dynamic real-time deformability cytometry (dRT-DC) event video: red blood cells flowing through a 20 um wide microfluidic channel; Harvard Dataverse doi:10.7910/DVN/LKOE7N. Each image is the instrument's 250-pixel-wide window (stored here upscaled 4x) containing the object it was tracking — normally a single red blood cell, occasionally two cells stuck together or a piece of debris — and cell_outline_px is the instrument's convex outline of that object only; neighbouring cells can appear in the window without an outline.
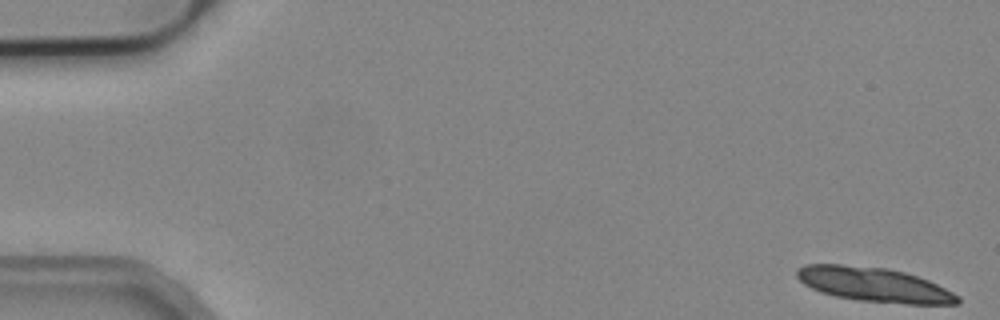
{"species": "common noctule bat (a hibernating species)", "species_latin": "Nyctalus noctula", "temperature_condition": "cold", "stored_images_in_passage": 16, "camera_frame_rate_fps": 3000, "um_per_image_px": 0.085, "animal": {"sex": "male", "body_mass_g": 19.2, "forearm_length_mm": 51.8}, "frame": {"image": 1, "passage_image": 1, "time_ms": 0.0, "image_size_px": [1000, 320], "cell_outline_px": [[960, 304], [904, 304], [860, 300], [836, 296], [820, 292], [804, 284], [796, 276], [796, 268], [804, 264], [840, 264], [888, 268], [904, 272], [928, 280], [960, 296]], "centroid_in_image_um": [74.28, 24.19], "position_along_channel_um": 10.7, "area_um2": 32.19}}